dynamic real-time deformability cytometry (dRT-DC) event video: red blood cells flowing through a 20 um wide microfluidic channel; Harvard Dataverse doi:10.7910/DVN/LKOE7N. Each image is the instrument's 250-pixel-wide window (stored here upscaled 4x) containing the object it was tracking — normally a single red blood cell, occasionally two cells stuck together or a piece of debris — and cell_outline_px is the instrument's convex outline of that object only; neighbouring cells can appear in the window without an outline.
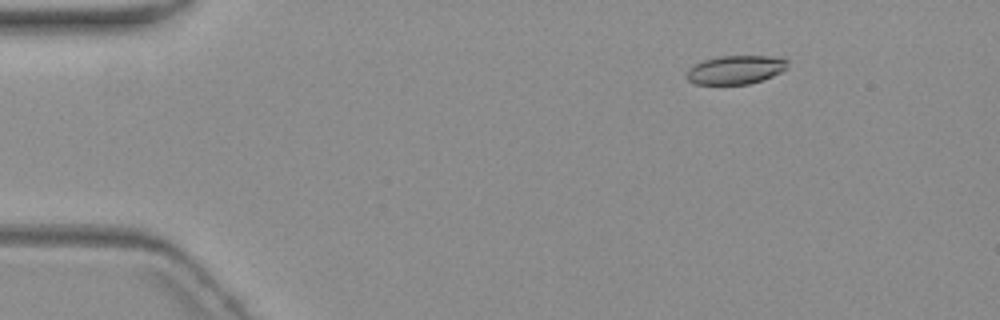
{"species": "common noctule bat (a hibernating species)", "species_latin": "Nyctalus noctula", "temperature_condition": "warm", "stored_images_in_passage": 6, "camera_frame_rate_fps": 3000, "um_per_image_px": 0.085, "animal": {"sex": "female", "body_mass_g": 19.3, "forearm_length_mm": 54.1}, "frame": {"image": 1, "passage_image": 3, "time_ms": 2.333, "image_size_px": [1000, 320], "cell_outline_px": [[788, 68], [772, 76], [748, 84], [696, 84], [688, 80], [684, 76], [688, 68], [704, 60], [720, 56], [780, 56], [788, 60]], "centroid_in_image_um": [62.53, 5.92], "position_along_channel_um": 22.5, "area_um2": 16.94}}